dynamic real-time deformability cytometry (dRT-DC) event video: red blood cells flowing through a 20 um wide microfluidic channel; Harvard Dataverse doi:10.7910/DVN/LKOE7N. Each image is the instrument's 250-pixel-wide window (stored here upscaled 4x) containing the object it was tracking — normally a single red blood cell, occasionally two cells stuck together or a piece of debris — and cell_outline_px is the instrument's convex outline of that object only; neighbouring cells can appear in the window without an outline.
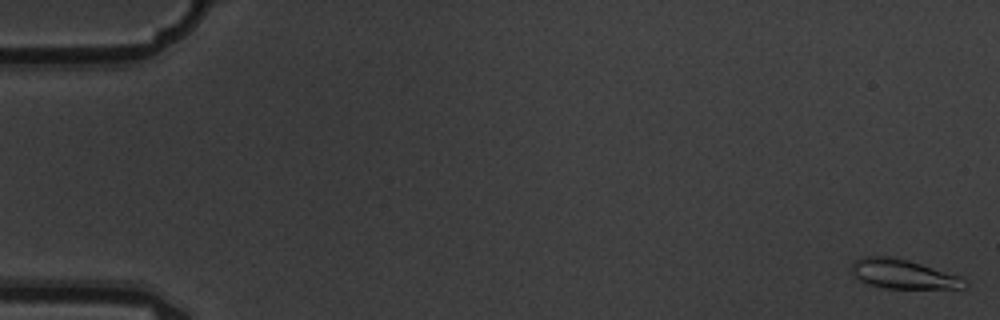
{"species": "common noctule bat (a hibernating species)", "species_latin": "Nyctalus noctula", "temperature_condition": "warm", "stored_images_in_passage": 7, "camera_frame_rate_fps": 3000, "um_per_image_px": 0.085, "animal": {"sex": "male", "body_mass_g": 19.5, "forearm_length_mm": 54.6}, "frame": {"image": 1, "passage_image": 1, "time_ms": 0.0, "image_size_px": [1000, 320], "cell_outline_px": [[968, 284], [964, 288], [884, 288], [868, 284], [860, 280], [852, 272], [852, 264], [856, 260], [864, 256], [888, 256], [908, 260], [960, 276]], "centroid_in_image_um": [76.76, 23.29], "position_along_channel_um": 8.2, "area_um2": 19.02}}
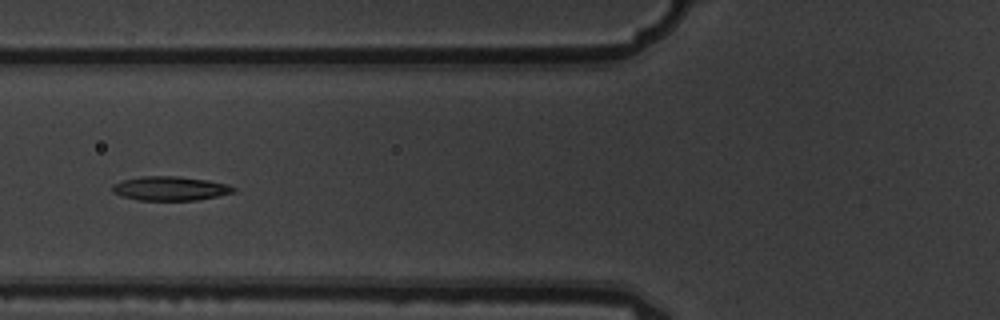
{"frame": {"image": 2, "passage_image": 7, "time_ms": 2.0, "image_size_px": [1000, 320], "cell_outline_px": [[236, 192], [196, 200], [136, 200], [112, 192], [112, 184], [124, 180], [140, 176], [180, 176], [208, 180], [224, 184], [236, 188]], "centroid_in_image_um": [14.45, 16.01], "position_along_channel_um": 111.3, "area_um2": 16.94}}